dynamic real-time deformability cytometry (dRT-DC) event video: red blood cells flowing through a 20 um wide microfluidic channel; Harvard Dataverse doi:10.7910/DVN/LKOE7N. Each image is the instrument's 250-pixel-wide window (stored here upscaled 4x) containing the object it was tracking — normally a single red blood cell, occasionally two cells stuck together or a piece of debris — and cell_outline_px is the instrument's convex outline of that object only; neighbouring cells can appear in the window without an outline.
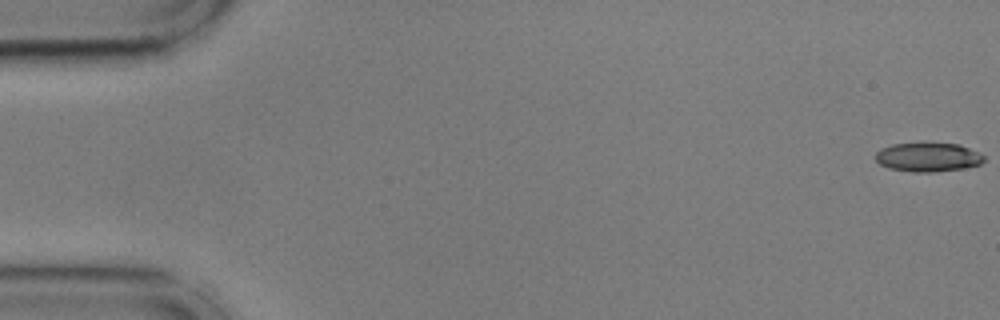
{"species": "common noctule bat (a hibernating species)", "species_latin": "Nyctalus noctula", "temperature_condition": "cold", "stored_images_in_passage": 10, "camera_frame_rate_fps": 3000, "um_per_image_px": 0.085, "animal": {"sex": "male", "body_mass_g": 17.9, "forearm_length_mm": 54.2}, "frame": {"image": 1, "passage_image": 1, "time_ms": 0.0, "image_size_px": [1000, 320], "cell_outline_px": [[984, 160], [980, 164], [964, 168], [932, 172], [912, 172], [888, 168], [880, 164], [876, 160], [876, 152], [880, 148], [892, 144], [960, 144], [984, 156]], "centroid_in_image_um": [78.85, 13.37], "position_along_channel_um": 6.2, "area_um2": 18.03}}